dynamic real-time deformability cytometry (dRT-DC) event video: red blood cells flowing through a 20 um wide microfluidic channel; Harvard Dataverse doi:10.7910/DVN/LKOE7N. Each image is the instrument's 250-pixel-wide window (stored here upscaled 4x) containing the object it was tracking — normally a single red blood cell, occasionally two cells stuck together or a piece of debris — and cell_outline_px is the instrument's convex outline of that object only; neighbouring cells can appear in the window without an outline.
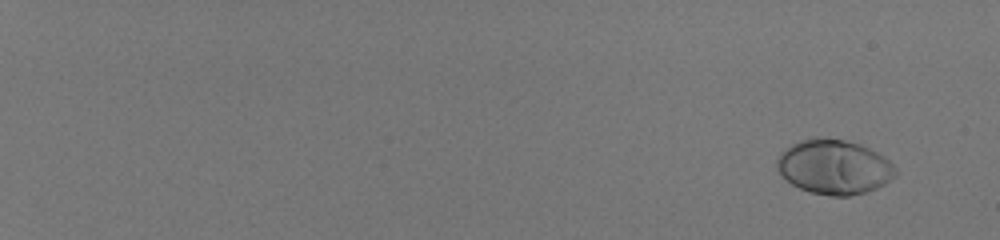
{"species": "human", "species_latin": "Homo sapiens", "temperature_condition": "room temperature", "stored_images_in_passage": 55, "camera_frame_rate_fps": 3000, "um_per_image_px": 0.085, "donor": {"sex": "male"}, "frame": {"image": 1, "passage_image": 1, "time_ms": 0.0, "image_size_px": [1000, 240], "cell_outline_px": [[896, 176], [884, 184], [876, 188], [864, 192], [848, 196], [832, 196], [812, 192], [800, 188], [792, 184], [776, 168], [776, 160], [780, 152], [792, 144], [800, 140], [816, 136], [844, 140], [860, 144], [884, 156], [896, 168]], "centroid_in_image_um": [70.89, 14.17], "position_along_channel_um": 14.1, "area_um2": 37.63}}
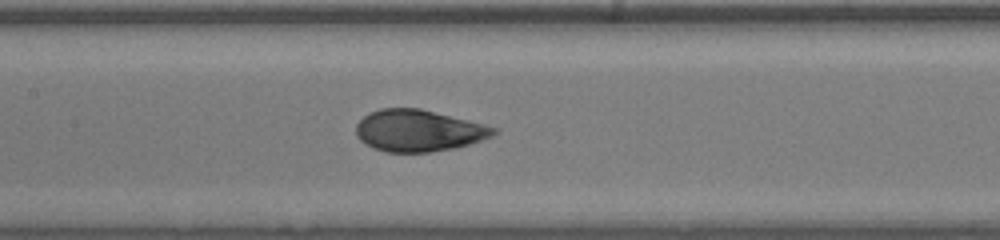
{"frame": {"image": 2, "passage_image": 32, "time_ms": 10.333, "image_size_px": [1000, 240], "cell_outline_px": [[500, 132], [492, 136], [456, 148], [428, 152], [384, 152], [372, 148], [364, 144], [356, 136], [356, 124], [368, 112], [380, 108], [420, 108], [500, 128]], "centroid_in_image_um": [35.56, 11.1], "position_along_channel_um": 171.8, "area_um2": 33.7}}
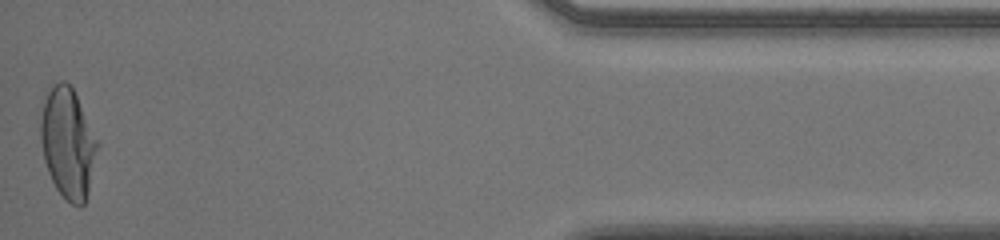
{"frame": {"image": 3, "passage_image": 55, "time_ms": 18.0, "image_size_px": [1000, 240], "cell_outline_px": [[100, 144], [88, 192], [84, 204], [80, 208], [72, 204], [56, 188], [48, 172], [44, 160], [40, 140], [40, 100], [52, 84], [60, 80], [64, 80], [72, 88]], "centroid_in_image_um": [5.74, 12.12], "position_along_channel_um": 429.5, "area_um2": 36.99}, "authors_computed_cell_mechanics": {"area_um2": 34.4488, "velocity_mm_per_s": 4.0209, "shape_relaxation_time_tau1_ms": 3.6457, "shape_relaxation_time_tau2_ms": null, "deformation_change_tau1": 0.2029, "deformation_change_tau2": null}}